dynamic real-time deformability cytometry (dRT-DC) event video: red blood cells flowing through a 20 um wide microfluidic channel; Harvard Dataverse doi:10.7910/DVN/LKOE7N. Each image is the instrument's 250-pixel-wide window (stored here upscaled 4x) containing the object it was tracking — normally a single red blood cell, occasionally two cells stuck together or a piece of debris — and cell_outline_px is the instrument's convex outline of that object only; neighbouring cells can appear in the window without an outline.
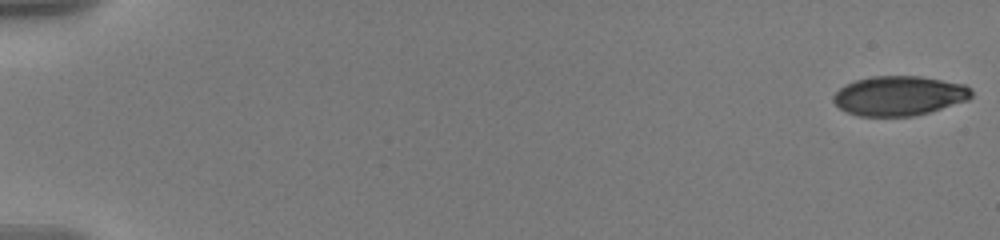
{"species": "human", "species_latin": "Homo sapiens", "temperature_condition": "warm", "stored_images_in_passage": 58, "camera_frame_rate_fps": 3000, "um_per_image_px": 0.085, "donor": {"sex": "male"}, "frame": {"image": 1, "passage_image": 1, "time_ms": 0.0, "image_size_px": [1000, 240], "cell_outline_px": [[972, 96], [968, 100], [928, 112], [912, 116], [856, 116], [840, 108], [832, 100], [832, 96], [844, 84], [856, 80], [872, 76], [920, 76], [964, 84], [972, 88]], "centroid_in_image_um": [76.42, 8.13], "position_along_channel_um": 8.6, "area_um2": 31.85}}
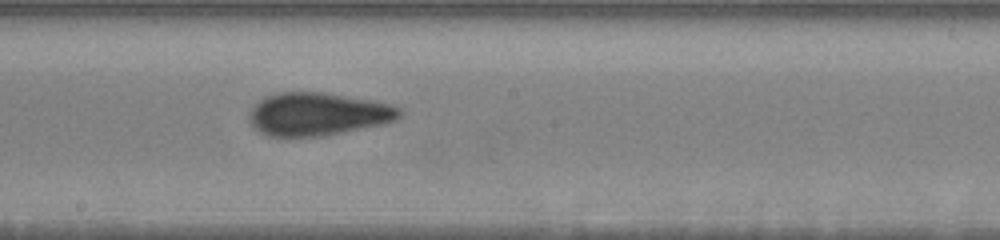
{"frame": {"image": 2, "passage_image": 34, "time_ms": 11.0, "image_size_px": [1000, 240], "cell_outline_px": [[400, 116], [396, 120], [384, 124], [320, 136], [268, 136], [260, 132], [248, 120], [248, 116], [252, 108], [264, 96], [276, 92], [320, 92], [372, 100], [388, 104], [400, 108]], "centroid_in_image_um": [26.99, 9.69], "position_along_channel_um": 221.2, "area_um2": 37.34}}
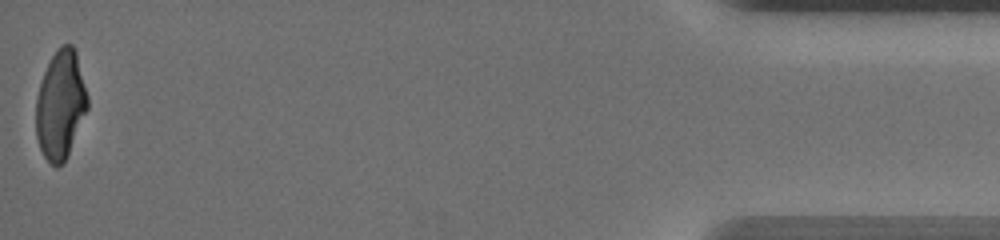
{"frame": {"image": 3, "passage_image": 58, "time_ms": 19.0, "image_size_px": [1000, 240], "cell_outline_px": [[88, 108], [68, 156], [64, 164], [56, 168], [44, 156], [40, 148], [36, 136], [36, 96], [44, 72], [52, 56], [64, 44], [72, 44], [76, 52], [88, 96]], "centroid_in_image_um": [5.15, 8.96], "position_along_channel_um": 430.1, "area_um2": 32.6}, "authors_computed_cell_mechanics": {"area_um2": 35.0557, "velocity_mm_per_s": 3.5856, "shape_relaxation_time_tau1_ms": 5.8704, "shape_relaxation_time_tau2_ms": 1.2634, "deformation_change_tau1": 0.1961, "deformation_change_tau2": 0.062}}